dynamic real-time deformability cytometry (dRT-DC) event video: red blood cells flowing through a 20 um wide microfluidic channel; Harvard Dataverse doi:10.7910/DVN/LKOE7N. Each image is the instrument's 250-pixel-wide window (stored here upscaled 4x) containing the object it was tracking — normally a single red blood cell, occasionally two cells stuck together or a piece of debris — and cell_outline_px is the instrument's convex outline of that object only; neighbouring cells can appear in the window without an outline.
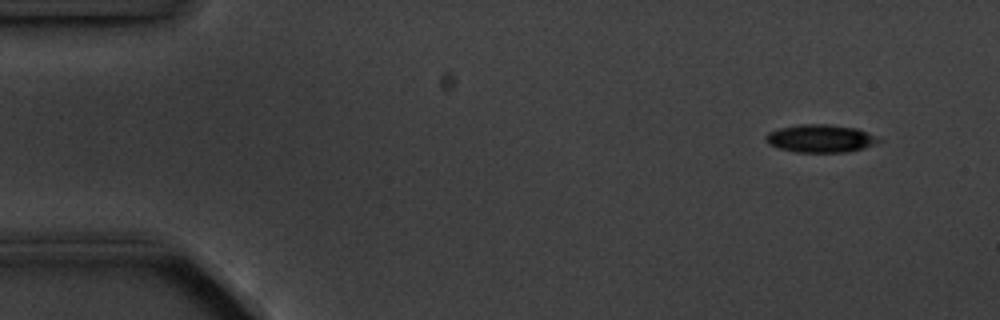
{"species": "common noctule bat (a hibernating species)", "species_latin": "Nyctalus noctula", "temperature_condition": "cold", "stored_images_in_passage": 10, "camera_frame_rate_fps": 3000, "um_per_image_px": 0.085, "animal": {"sex": "male", "body_mass_g": 20.1, "forearm_length_mm": 53.5}, "frame": {"image": 1, "passage_image": 2, "time_ms": 1.0, "image_size_px": [1000, 320], "cell_outline_px": [[884, 140], [864, 148], [848, 152], [796, 152], [776, 148], [768, 144], [764, 140], [764, 136], [768, 132], [780, 128], [800, 124], [828, 124], [856, 128], [868, 132]], "centroid_in_image_um": [69.72, 11.77], "position_along_channel_um": 15.3, "area_um2": 18.55}}
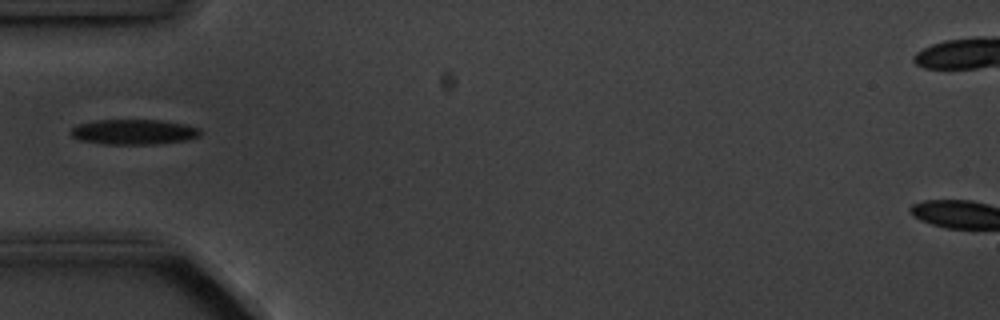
{"frame": {"image": 2, "passage_image": 5, "time_ms": 5.333, "image_size_px": [1000, 320], "cell_outline_px": [[204, 132], [200, 136], [188, 140], [156, 144], [104, 144], [80, 140], [72, 136], [72, 128], [80, 124], [96, 120], [160, 120], [184, 124], [200, 128]], "centroid_in_image_um": [11.45, 11.22], "position_along_channel_um": 73.6, "area_um2": 19.02}}